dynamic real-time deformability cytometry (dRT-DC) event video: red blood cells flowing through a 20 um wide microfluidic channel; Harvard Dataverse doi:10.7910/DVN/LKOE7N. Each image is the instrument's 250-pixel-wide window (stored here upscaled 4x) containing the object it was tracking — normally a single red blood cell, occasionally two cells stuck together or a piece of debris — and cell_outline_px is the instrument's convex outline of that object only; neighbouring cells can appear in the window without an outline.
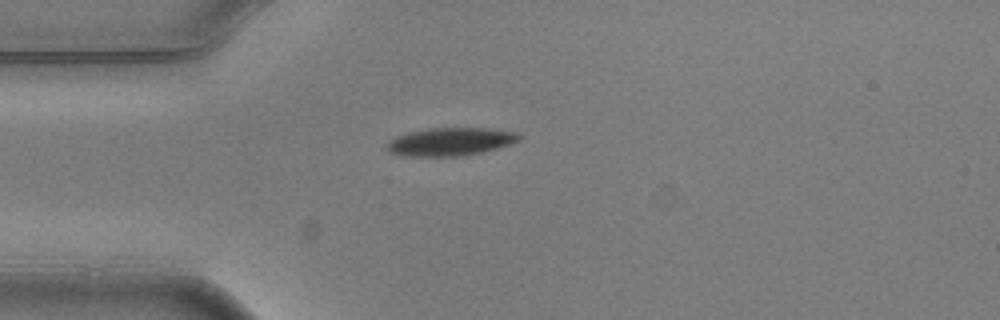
{"species": "common noctule bat (a hibernating species)", "species_latin": "Nyctalus noctula", "temperature_condition": "warm", "stored_images_in_passage": 1, "camera_frame_rate_fps": 3000, "um_per_image_px": 0.085, "animal": {"sex": "male", "body_mass_g": 20.5, "forearm_length_mm": 52.5}, "frame": {"image": 1, "passage_image": 1, "time_ms": 0.0, "image_size_px": [1000, 320], "cell_outline_px": [[520, 140], [496, 148], [464, 156], [404, 156], [388, 152], [384, 148], [384, 144], [388, 140], [396, 136], [408, 132], [428, 128], [484, 128], [516, 132], [520, 136]], "centroid_in_image_um": [38.17, 12.04], "position_along_channel_um": 46.8, "area_um2": 21.68}}